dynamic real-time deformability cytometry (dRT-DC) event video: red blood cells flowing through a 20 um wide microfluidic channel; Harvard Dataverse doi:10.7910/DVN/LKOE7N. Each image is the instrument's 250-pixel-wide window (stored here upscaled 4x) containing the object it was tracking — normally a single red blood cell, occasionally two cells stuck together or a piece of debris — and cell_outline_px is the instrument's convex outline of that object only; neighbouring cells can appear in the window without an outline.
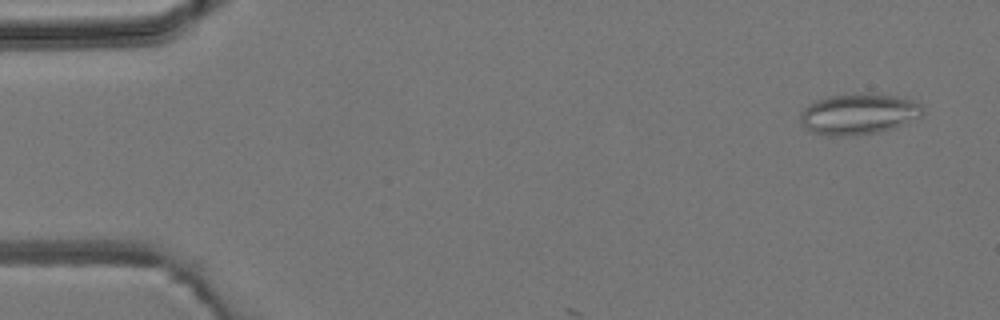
{"species": "common noctule bat (a hibernating species)", "species_latin": "Nyctalus noctula", "temperature_condition": "room temperature", "stored_images_in_passage": 3, "camera_frame_rate_fps": 3000, "um_per_image_px": 0.085, "animal": {"sex": "male", "body_mass_g": 19.2, "forearm_length_mm": 51.8}, "frame": {"image": 1, "passage_image": 1, "time_ms": 0.0, "image_size_px": [1000, 320], "cell_outline_px": [[924, 112], [920, 116], [892, 128], [880, 132], [844, 136], [828, 136], [808, 132], [804, 128], [800, 120], [800, 112], [804, 108], [816, 100], [828, 96], [852, 92], [860, 92], [896, 96], [912, 100], [920, 104]], "centroid_in_image_um": [72.91, 9.68], "position_along_channel_um": 12.1, "area_um2": 29.42}}